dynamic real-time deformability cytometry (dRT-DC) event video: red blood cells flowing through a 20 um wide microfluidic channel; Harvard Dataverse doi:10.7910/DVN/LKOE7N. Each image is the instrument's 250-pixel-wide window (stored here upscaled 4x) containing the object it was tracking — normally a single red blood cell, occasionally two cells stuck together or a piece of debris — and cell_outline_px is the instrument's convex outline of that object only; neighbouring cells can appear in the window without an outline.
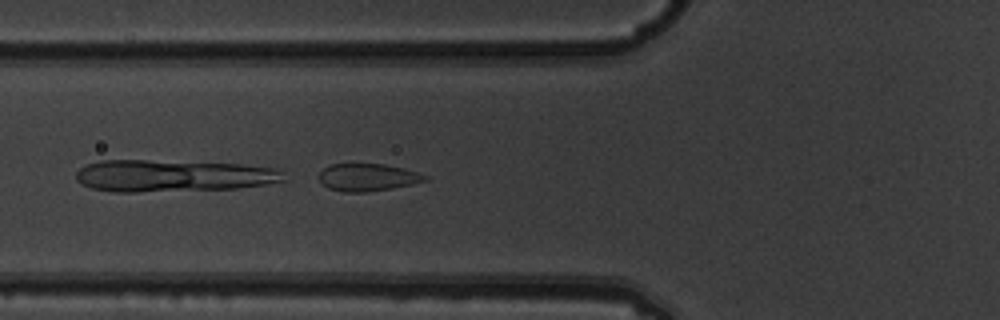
{"species": "common noctule bat (a hibernating species)", "species_latin": "Nyctalus noctula", "temperature_condition": "warm", "stored_images_in_passage": 3, "camera_frame_rate_fps": 3000, "um_per_image_px": 0.085, "animal": {"sex": "male", "body_mass_g": 19.5, "forearm_length_mm": 54.6}, "frame": {"image": 1, "passage_image": 3, "time_ms": 0.667, "image_size_px": [1000, 320], "cell_outline_px": [[428, 180], [412, 184], [392, 188], [368, 192], [344, 192], [328, 188], [320, 180], [320, 172], [328, 164], [384, 164], [404, 168], [420, 172], [428, 176]], "centroid_in_image_um": [31.29, 15.07], "position_along_channel_um": 94.5, "area_um2": 16.99}}